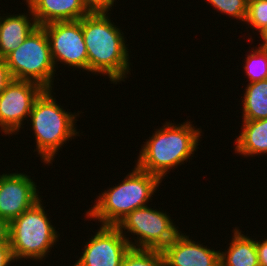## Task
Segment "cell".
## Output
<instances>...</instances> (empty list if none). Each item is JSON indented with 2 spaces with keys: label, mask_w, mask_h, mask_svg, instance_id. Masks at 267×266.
Here are the masks:
<instances>
[{
  "label": "cell",
  "mask_w": 267,
  "mask_h": 266,
  "mask_svg": "<svg viewBox=\"0 0 267 266\" xmlns=\"http://www.w3.org/2000/svg\"><path fill=\"white\" fill-rule=\"evenodd\" d=\"M217 12L227 14L229 18L245 22L247 15L248 0H206ZM231 16V17H230Z\"/></svg>",
  "instance_id": "20"
},
{
  "label": "cell",
  "mask_w": 267,
  "mask_h": 266,
  "mask_svg": "<svg viewBox=\"0 0 267 266\" xmlns=\"http://www.w3.org/2000/svg\"><path fill=\"white\" fill-rule=\"evenodd\" d=\"M52 89H44L34 101L29 115L36 151L42 163L52 164L54 157L66 142L80 136L76 129L79 113L66 112L53 98Z\"/></svg>",
  "instance_id": "4"
},
{
  "label": "cell",
  "mask_w": 267,
  "mask_h": 266,
  "mask_svg": "<svg viewBox=\"0 0 267 266\" xmlns=\"http://www.w3.org/2000/svg\"><path fill=\"white\" fill-rule=\"evenodd\" d=\"M262 241V242H261ZM256 241L259 266H267V238Z\"/></svg>",
  "instance_id": "25"
},
{
  "label": "cell",
  "mask_w": 267,
  "mask_h": 266,
  "mask_svg": "<svg viewBox=\"0 0 267 266\" xmlns=\"http://www.w3.org/2000/svg\"><path fill=\"white\" fill-rule=\"evenodd\" d=\"M73 266H120L130 245L116 226L100 225Z\"/></svg>",
  "instance_id": "10"
},
{
  "label": "cell",
  "mask_w": 267,
  "mask_h": 266,
  "mask_svg": "<svg viewBox=\"0 0 267 266\" xmlns=\"http://www.w3.org/2000/svg\"><path fill=\"white\" fill-rule=\"evenodd\" d=\"M116 0H82L83 4L90 13H108ZM111 8V9H110Z\"/></svg>",
  "instance_id": "22"
},
{
  "label": "cell",
  "mask_w": 267,
  "mask_h": 266,
  "mask_svg": "<svg viewBox=\"0 0 267 266\" xmlns=\"http://www.w3.org/2000/svg\"><path fill=\"white\" fill-rule=\"evenodd\" d=\"M245 59L243 65L245 74L249 83L262 81L267 79V47L258 46L252 48L251 53Z\"/></svg>",
  "instance_id": "18"
},
{
  "label": "cell",
  "mask_w": 267,
  "mask_h": 266,
  "mask_svg": "<svg viewBox=\"0 0 267 266\" xmlns=\"http://www.w3.org/2000/svg\"><path fill=\"white\" fill-rule=\"evenodd\" d=\"M44 88L33 81L13 79L0 94V130L13 135L29 118L34 101ZM27 118V119H26Z\"/></svg>",
  "instance_id": "9"
},
{
  "label": "cell",
  "mask_w": 267,
  "mask_h": 266,
  "mask_svg": "<svg viewBox=\"0 0 267 266\" xmlns=\"http://www.w3.org/2000/svg\"><path fill=\"white\" fill-rule=\"evenodd\" d=\"M152 133L141 147L136 166L146 172L159 177L162 181L170 173L188 159L192 160L198 143L202 138V129L195 128L192 122L183 124L167 122ZM193 155V156H192Z\"/></svg>",
  "instance_id": "2"
},
{
  "label": "cell",
  "mask_w": 267,
  "mask_h": 266,
  "mask_svg": "<svg viewBox=\"0 0 267 266\" xmlns=\"http://www.w3.org/2000/svg\"><path fill=\"white\" fill-rule=\"evenodd\" d=\"M165 266H220V250L195 242L182 231L162 249Z\"/></svg>",
  "instance_id": "12"
},
{
  "label": "cell",
  "mask_w": 267,
  "mask_h": 266,
  "mask_svg": "<svg viewBox=\"0 0 267 266\" xmlns=\"http://www.w3.org/2000/svg\"><path fill=\"white\" fill-rule=\"evenodd\" d=\"M108 14L95 12L82 17V33L87 48L88 72L107 75L117 84L125 81L131 63L126 37Z\"/></svg>",
  "instance_id": "1"
},
{
  "label": "cell",
  "mask_w": 267,
  "mask_h": 266,
  "mask_svg": "<svg viewBox=\"0 0 267 266\" xmlns=\"http://www.w3.org/2000/svg\"><path fill=\"white\" fill-rule=\"evenodd\" d=\"M12 80L13 78L5 59L0 58V94L6 89L7 85Z\"/></svg>",
  "instance_id": "23"
},
{
  "label": "cell",
  "mask_w": 267,
  "mask_h": 266,
  "mask_svg": "<svg viewBox=\"0 0 267 266\" xmlns=\"http://www.w3.org/2000/svg\"><path fill=\"white\" fill-rule=\"evenodd\" d=\"M241 133L235 139L236 154L255 157L267 154V118L243 120ZM255 155V156H254Z\"/></svg>",
  "instance_id": "15"
},
{
  "label": "cell",
  "mask_w": 267,
  "mask_h": 266,
  "mask_svg": "<svg viewBox=\"0 0 267 266\" xmlns=\"http://www.w3.org/2000/svg\"><path fill=\"white\" fill-rule=\"evenodd\" d=\"M14 263L10 243H0V266H9Z\"/></svg>",
  "instance_id": "24"
},
{
  "label": "cell",
  "mask_w": 267,
  "mask_h": 266,
  "mask_svg": "<svg viewBox=\"0 0 267 266\" xmlns=\"http://www.w3.org/2000/svg\"><path fill=\"white\" fill-rule=\"evenodd\" d=\"M42 199L10 221L9 243L16 262L46 259L60 234L49 221Z\"/></svg>",
  "instance_id": "5"
},
{
  "label": "cell",
  "mask_w": 267,
  "mask_h": 266,
  "mask_svg": "<svg viewBox=\"0 0 267 266\" xmlns=\"http://www.w3.org/2000/svg\"><path fill=\"white\" fill-rule=\"evenodd\" d=\"M245 22L259 32L267 24V0H248Z\"/></svg>",
  "instance_id": "21"
},
{
  "label": "cell",
  "mask_w": 267,
  "mask_h": 266,
  "mask_svg": "<svg viewBox=\"0 0 267 266\" xmlns=\"http://www.w3.org/2000/svg\"><path fill=\"white\" fill-rule=\"evenodd\" d=\"M260 37L263 40L262 44H259V46L267 47V24L259 31Z\"/></svg>",
  "instance_id": "27"
},
{
  "label": "cell",
  "mask_w": 267,
  "mask_h": 266,
  "mask_svg": "<svg viewBox=\"0 0 267 266\" xmlns=\"http://www.w3.org/2000/svg\"><path fill=\"white\" fill-rule=\"evenodd\" d=\"M116 227L132 248L162 250L181 232L166 211L164 213L148 206L128 213ZM126 233L137 235L133 238L134 242L129 240L131 238L127 237Z\"/></svg>",
  "instance_id": "7"
},
{
  "label": "cell",
  "mask_w": 267,
  "mask_h": 266,
  "mask_svg": "<svg viewBox=\"0 0 267 266\" xmlns=\"http://www.w3.org/2000/svg\"><path fill=\"white\" fill-rule=\"evenodd\" d=\"M28 12L30 17L26 13L2 16L0 21V58L5 59L38 27L29 7Z\"/></svg>",
  "instance_id": "14"
},
{
  "label": "cell",
  "mask_w": 267,
  "mask_h": 266,
  "mask_svg": "<svg viewBox=\"0 0 267 266\" xmlns=\"http://www.w3.org/2000/svg\"><path fill=\"white\" fill-rule=\"evenodd\" d=\"M10 222L0 217V243H9Z\"/></svg>",
  "instance_id": "26"
},
{
  "label": "cell",
  "mask_w": 267,
  "mask_h": 266,
  "mask_svg": "<svg viewBox=\"0 0 267 266\" xmlns=\"http://www.w3.org/2000/svg\"><path fill=\"white\" fill-rule=\"evenodd\" d=\"M38 26L52 22L77 21L88 15L82 0H24Z\"/></svg>",
  "instance_id": "13"
},
{
  "label": "cell",
  "mask_w": 267,
  "mask_h": 266,
  "mask_svg": "<svg viewBox=\"0 0 267 266\" xmlns=\"http://www.w3.org/2000/svg\"><path fill=\"white\" fill-rule=\"evenodd\" d=\"M242 119L260 120L267 118V79L248 83L242 99Z\"/></svg>",
  "instance_id": "17"
},
{
  "label": "cell",
  "mask_w": 267,
  "mask_h": 266,
  "mask_svg": "<svg viewBox=\"0 0 267 266\" xmlns=\"http://www.w3.org/2000/svg\"><path fill=\"white\" fill-rule=\"evenodd\" d=\"M239 230L235 227L229 248L220 251V266H259L256 240Z\"/></svg>",
  "instance_id": "16"
},
{
  "label": "cell",
  "mask_w": 267,
  "mask_h": 266,
  "mask_svg": "<svg viewBox=\"0 0 267 266\" xmlns=\"http://www.w3.org/2000/svg\"><path fill=\"white\" fill-rule=\"evenodd\" d=\"M134 167L121 183L101 192L94 201L95 205L86 212L87 219L98 220L101 225L116 226L128 213L148 206L146 204L152 200L162 180L136 165Z\"/></svg>",
  "instance_id": "3"
},
{
  "label": "cell",
  "mask_w": 267,
  "mask_h": 266,
  "mask_svg": "<svg viewBox=\"0 0 267 266\" xmlns=\"http://www.w3.org/2000/svg\"><path fill=\"white\" fill-rule=\"evenodd\" d=\"M46 32L54 66L57 62L75 69L88 71L87 48L82 33L81 19L52 22L42 26Z\"/></svg>",
  "instance_id": "8"
},
{
  "label": "cell",
  "mask_w": 267,
  "mask_h": 266,
  "mask_svg": "<svg viewBox=\"0 0 267 266\" xmlns=\"http://www.w3.org/2000/svg\"><path fill=\"white\" fill-rule=\"evenodd\" d=\"M5 61L13 79L33 81L44 89L53 88L56 67L42 26L33 30Z\"/></svg>",
  "instance_id": "6"
},
{
  "label": "cell",
  "mask_w": 267,
  "mask_h": 266,
  "mask_svg": "<svg viewBox=\"0 0 267 266\" xmlns=\"http://www.w3.org/2000/svg\"><path fill=\"white\" fill-rule=\"evenodd\" d=\"M120 266H165V261L162 250L130 247Z\"/></svg>",
  "instance_id": "19"
},
{
  "label": "cell",
  "mask_w": 267,
  "mask_h": 266,
  "mask_svg": "<svg viewBox=\"0 0 267 266\" xmlns=\"http://www.w3.org/2000/svg\"><path fill=\"white\" fill-rule=\"evenodd\" d=\"M37 185L23 173L0 175V217L9 222L32 207L41 197Z\"/></svg>",
  "instance_id": "11"
}]
</instances>
